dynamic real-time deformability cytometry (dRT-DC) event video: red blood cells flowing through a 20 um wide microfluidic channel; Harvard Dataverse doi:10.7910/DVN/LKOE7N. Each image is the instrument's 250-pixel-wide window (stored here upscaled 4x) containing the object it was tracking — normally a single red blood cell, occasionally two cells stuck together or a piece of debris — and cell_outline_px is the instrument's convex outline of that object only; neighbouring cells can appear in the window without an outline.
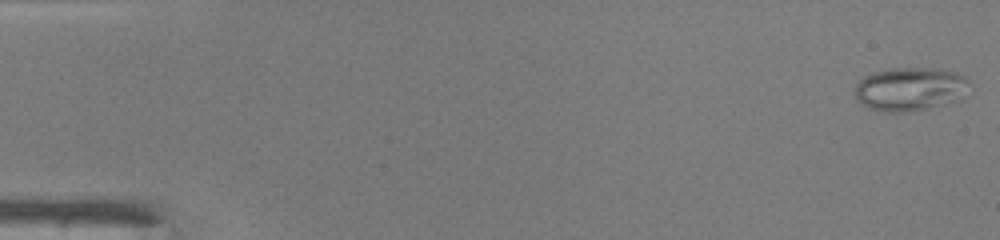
{"species": "common noctule bat (a hibernating species)", "species_latin": "Nyctalus noctula", "temperature_condition": "warm", "stored_images_in_passage": 48, "camera_frame_rate_fps": 3000, "um_per_image_px": 0.085, "animal": {"sex": "male", "body_mass_g": 19.0, "forearm_length_mm": 50.8}, "frame": {"image": 1, "passage_image": 1, "time_ms": 0.0, "image_size_px": [1000, 240], "cell_outline_px": [[968, 80], [960, 100], [928, 108], [900, 112], [888, 112], [872, 108], [860, 104], [856, 100], [856, 84], [864, 76], [872, 72], [892, 68], [940, 68], [956, 72], [964, 76]], "centroid_in_image_um": [77.33, 7.55], "position_along_channel_um": 7.7, "area_um2": 28.84}}
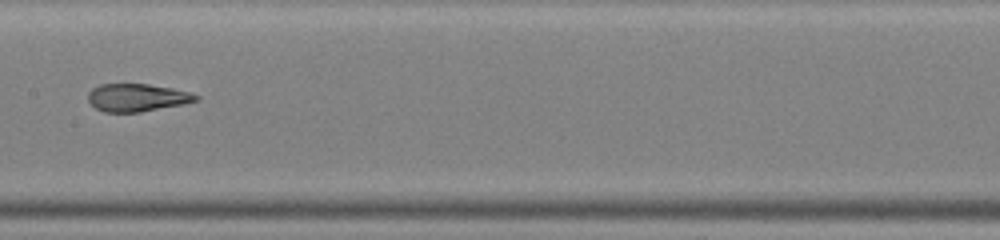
{"frame": {"image": 2, "passage_image": 25, "time_ms": 8.0, "image_size_px": [1000, 240], "cell_outline_px": [[200, 100], [184, 104], [140, 112], [104, 112], [96, 108], [88, 100], [88, 92], [92, 88], [100, 84], [148, 84], [172, 88], [188, 92], [200, 96]], "centroid_in_image_um": [11.66, 8.29], "position_along_channel_um": 195.7, "area_um2": 17.46}}
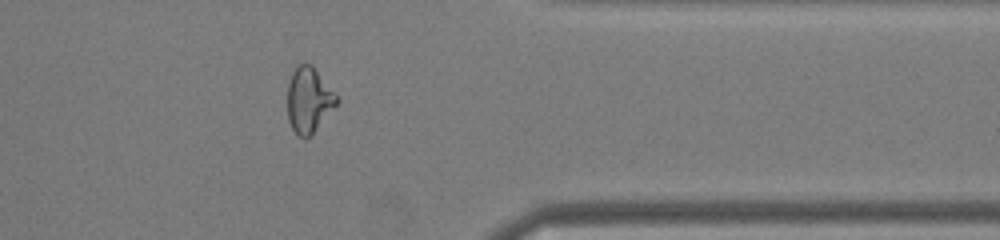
{"frame": {"image": 3, "passage_image": 39, "time_ms": 12.667, "image_size_px": [1000, 240], "cell_outline_px": [[340, 100], [312, 136], [304, 140], [296, 136], [288, 120], [288, 80], [296, 64], [312, 64]], "centroid_in_image_um": [26.23, 8.54], "position_along_channel_um": 385.2, "area_um2": 19.07}, "authors_computed_cell_mechanics": {"area_um2": 20.7213, "velocity_mm_per_s": 4.2844, "shape_relaxation_time_tau1_ms": null, "shape_relaxation_time_tau2_ms": 0.6062, "deformation_change_tau1": null, "deformation_change_tau2": 0.0614}}